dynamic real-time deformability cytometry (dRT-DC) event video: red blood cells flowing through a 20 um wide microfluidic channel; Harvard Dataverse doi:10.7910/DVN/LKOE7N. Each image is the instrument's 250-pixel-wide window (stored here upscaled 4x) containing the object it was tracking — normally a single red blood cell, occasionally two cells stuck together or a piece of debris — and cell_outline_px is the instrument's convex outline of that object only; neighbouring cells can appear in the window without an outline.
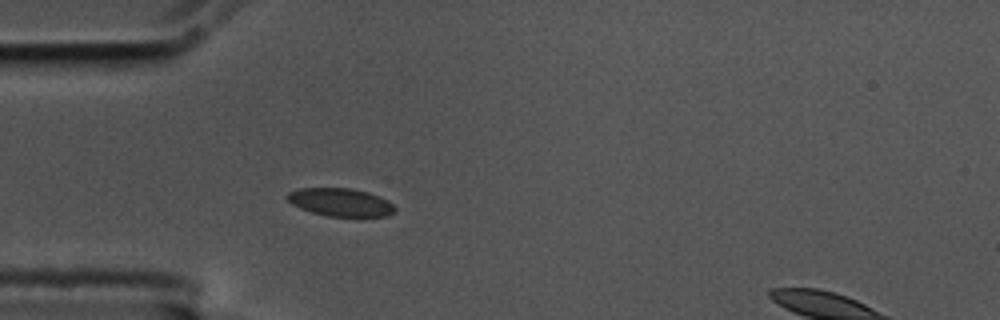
{"species": "common noctule bat (a hibernating species)", "species_latin": "Nyctalus noctula", "temperature_condition": "cold", "stored_images_in_passage": 5, "segment_of_instrument_passage": [1, 2], "camera_frame_rate_fps": 3000, "um_per_image_px": 0.085, "animal": {"sex": "male", "body_mass_g": 17.5, "forearm_length_mm": 52.3}, "frame": {"image": 1, "passage_image": 4, "time_ms": 1.0, "image_size_px": [1000, 320], "cell_outline_px": [[396, 212], [384, 216], [360, 220], [328, 216], [312, 212], [300, 208], [292, 204], [284, 196], [288, 192], [300, 188], [352, 188], [368, 192], [380, 196], [388, 200], [396, 208]], "centroid_in_image_um": [29.0, 17.24], "position_along_channel_um": 56.0, "area_um2": 18.44}}